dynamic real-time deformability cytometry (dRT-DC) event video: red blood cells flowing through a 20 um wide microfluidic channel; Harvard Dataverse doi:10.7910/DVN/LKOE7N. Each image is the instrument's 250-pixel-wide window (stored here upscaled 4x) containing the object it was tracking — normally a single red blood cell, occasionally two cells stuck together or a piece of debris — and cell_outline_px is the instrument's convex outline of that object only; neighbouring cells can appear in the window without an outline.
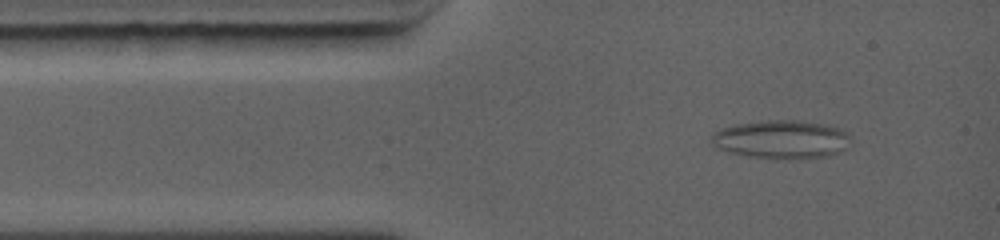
{"species": "common noctule bat (a hibernating species)", "species_latin": "Nyctalus noctula", "temperature_condition": "warm", "stored_images_in_passage": 30, "camera_frame_rate_fps": 5000, "um_per_image_px": 0.085, "animal": {"sex": "female", "body_mass_g": 19.0, "forearm_length_mm": 56.7}, "frame": {"image": 1, "passage_image": 2, "time_ms": 0.8, "image_size_px": [1000, 240], "cell_outline_px": [[848, 148], [840, 152], [828, 156], [748, 156], [716, 148], [712, 144], [712, 132], [720, 128], [736, 124], [768, 120], [800, 120], [824, 124], [840, 128], [848, 132]], "centroid_in_image_um": [66.41, 11.79], "position_along_channel_um": 18.6, "area_um2": 30.29}}
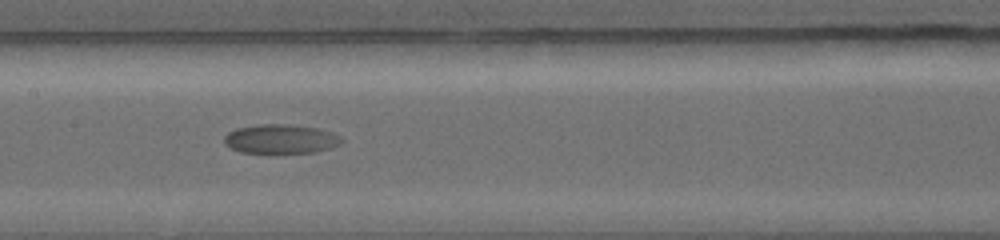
{"frame": {"image": 2, "passage_image": 9, "time_ms": 5.8, "image_size_px": [1000, 240], "cell_outline_px": [[344, 140], [340, 144], [332, 148], [316, 152], [240, 152], [228, 148], [224, 144], [224, 136], [228, 132], [236, 128], [256, 124], [288, 124], [320, 128], [344, 136]], "centroid_in_image_um": [23.89, 11.8], "position_along_channel_um": 183.5, "area_um2": 20.29}}
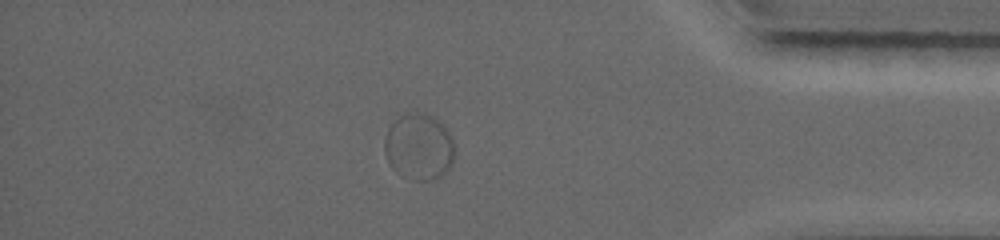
{"frame": {"image": 3, "passage_image": 22, "time_ms": 12.0, "image_size_px": [1000, 240], "cell_outline_px": [[456, 156], [452, 164], [440, 176], [432, 180], [408, 180], [400, 176], [388, 164], [384, 152], [384, 140], [388, 128], [400, 116], [408, 112], [424, 112], [440, 120], [448, 128], [452, 136], [456, 148]], "centroid_in_image_um": [35.63, 12.48], "position_along_channel_um": 399.6, "area_um2": 27.98}}